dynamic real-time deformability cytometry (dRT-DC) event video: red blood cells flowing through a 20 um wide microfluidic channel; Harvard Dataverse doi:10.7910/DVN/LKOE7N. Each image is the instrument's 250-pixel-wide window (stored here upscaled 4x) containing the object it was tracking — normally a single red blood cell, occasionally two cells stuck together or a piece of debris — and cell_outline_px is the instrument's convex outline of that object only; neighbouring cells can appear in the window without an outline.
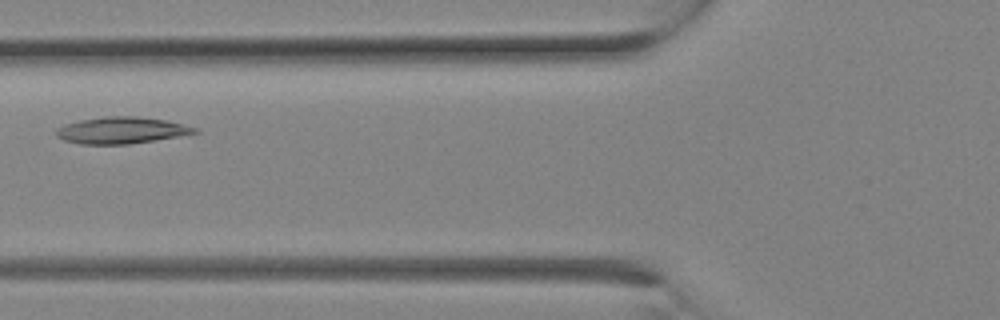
{"species": "Egyptian fruit bat (a non-hibernating species)", "species_latin": "Rousettus aegyptiacus", "temperature_condition": "room temperature", "stored_images_in_passage": 10, "camera_frame_rate_fps": 3000, "um_per_image_px": 0.085, "animal": {"sex": "female"}, "frame": {"image": 1, "passage_image": 6, "time_ms": 1.667, "image_size_px": [1000, 320], "cell_outline_px": [[200, 132], [128, 144], [80, 144], [64, 140], [56, 136], [56, 128], [64, 124], [80, 120], [104, 116], [136, 116], [168, 120], [200, 128]], "centroid_in_image_um": [10.32, 11.06], "position_along_channel_um": 115.5, "area_um2": 21.5}}
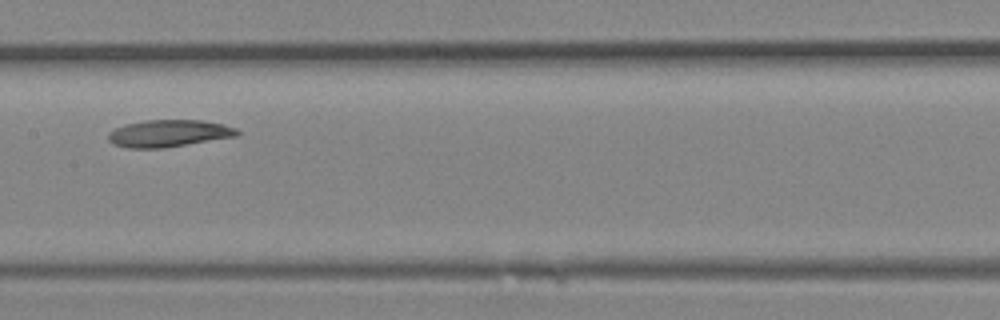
{"frame": {"image": 2, "passage_image": 9, "time_ms": 2.667, "image_size_px": [1000, 320], "cell_outline_px": [[240, 132], [236, 136], [164, 148], [128, 148], [112, 144], [108, 140], [108, 132], [124, 124], [144, 120], [200, 120], [224, 124], [236, 128]], "centroid_in_image_um": [14.31, 11.33], "position_along_channel_um": 193.1, "area_um2": 20.4}}